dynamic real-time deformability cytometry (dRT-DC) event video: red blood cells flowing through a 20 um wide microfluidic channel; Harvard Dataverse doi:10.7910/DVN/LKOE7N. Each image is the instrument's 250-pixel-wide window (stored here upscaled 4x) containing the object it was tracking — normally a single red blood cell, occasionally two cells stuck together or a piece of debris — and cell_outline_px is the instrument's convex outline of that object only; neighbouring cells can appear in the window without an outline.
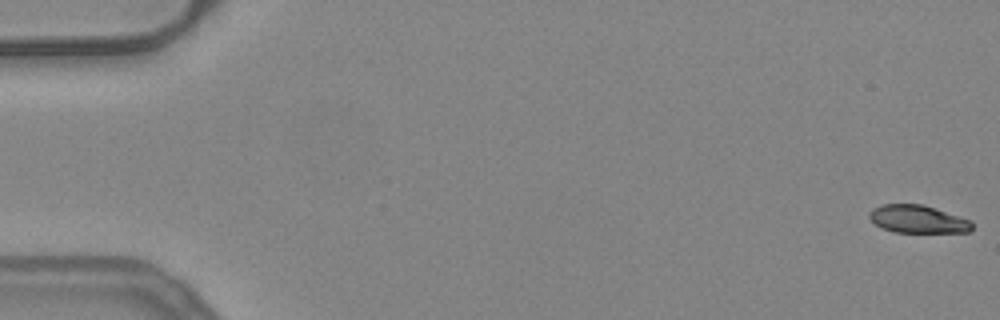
{"species": "common noctule bat (a hibernating species)", "species_latin": "Nyctalus noctula", "temperature_condition": "warm", "stored_images_in_passage": 17, "camera_frame_rate_fps": 3000, "um_per_image_px": 0.085, "animal": {"sex": "female", "body_mass_g": 24.6, "forearm_length_mm": 56.2}, "frame": {"image": 1, "passage_image": 1, "time_ms": 0.0, "image_size_px": [1000, 320], "cell_outline_px": [[972, 228], [968, 232], [892, 232], [880, 228], [868, 216], [872, 208], [880, 204], [924, 204], [968, 220], [972, 224]], "centroid_in_image_um": [77.94, 18.62], "position_along_channel_um": 7.1, "area_um2": 16.53}}
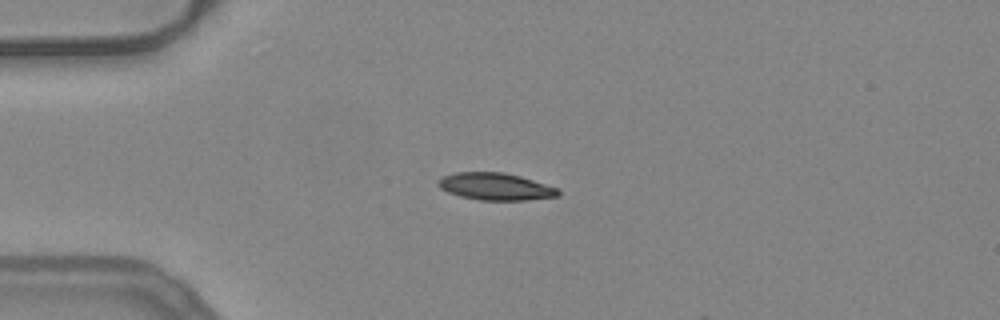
{"frame": {"image": 2, "passage_image": 14, "time_ms": 4.333, "image_size_px": [1000, 320], "cell_outline_px": [[560, 196], [528, 200], [480, 200], [460, 196], [448, 192], [440, 188], [436, 184], [436, 180], [444, 176], [456, 172], [504, 172], [520, 176], [556, 188], [560, 192]], "centroid_in_image_um": [42.08, 15.86], "position_along_channel_um": 42.9, "area_um2": 18.96}}